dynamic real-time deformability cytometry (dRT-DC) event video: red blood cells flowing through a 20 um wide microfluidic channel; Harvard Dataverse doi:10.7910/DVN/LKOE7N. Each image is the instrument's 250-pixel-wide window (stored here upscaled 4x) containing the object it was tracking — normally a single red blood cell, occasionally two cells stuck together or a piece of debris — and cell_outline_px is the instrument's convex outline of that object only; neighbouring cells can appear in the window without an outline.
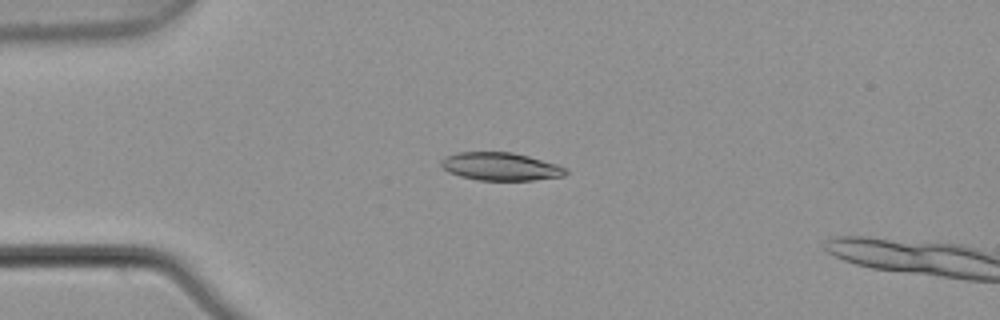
{"species": "common noctule bat (a hibernating species)", "species_latin": "Nyctalus noctula", "temperature_condition": "warm", "stored_images_in_passage": 5, "camera_frame_rate_fps": 3000, "um_per_image_px": 0.085, "animal": {"sex": "male", "body_mass_g": 21.5, "forearm_length_mm": 52.0}, "frame": {"image": 1, "passage_image": 4, "time_ms": 1.0, "image_size_px": [1000, 320], "cell_outline_px": [[568, 172], [564, 176], [532, 180], [476, 180], [460, 176], [448, 172], [440, 164], [440, 160], [444, 156], [460, 152], [512, 152], [528, 156], [556, 164], [568, 168]], "centroid_in_image_um": [42.53, 14.15], "position_along_channel_um": 42.5, "area_um2": 20.35}}